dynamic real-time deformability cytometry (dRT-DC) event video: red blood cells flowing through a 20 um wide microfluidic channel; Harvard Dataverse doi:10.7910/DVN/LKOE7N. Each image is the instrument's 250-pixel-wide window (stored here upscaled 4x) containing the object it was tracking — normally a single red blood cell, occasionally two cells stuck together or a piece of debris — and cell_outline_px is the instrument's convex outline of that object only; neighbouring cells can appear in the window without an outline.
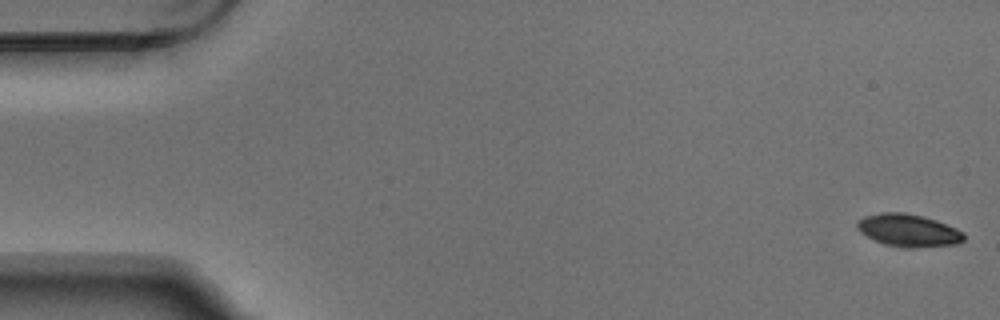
{"species": "Egyptian fruit bat (a non-hibernating species)", "species_latin": "Rousettus aegyptiacus", "temperature_condition": "warm", "stored_images_in_passage": 5, "camera_frame_rate_fps": 3000, "um_per_image_px": 0.085, "animal": {"sex": "male"}, "frame": {"image": 1, "passage_image": 1, "time_ms": 0.0, "image_size_px": [1000, 320], "cell_outline_px": [[964, 240], [956, 244], [916, 248], [908, 248], [884, 244], [860, 232], [856, 228], [856, 224], [864, 216], [880, 212], [904, 212], [936, 220], [956, 228], [964, 232]], "centroid_in_image_um": [77.22, 19.58], "position_along_channel_um": 7.8, "area_um2": 20.17}}
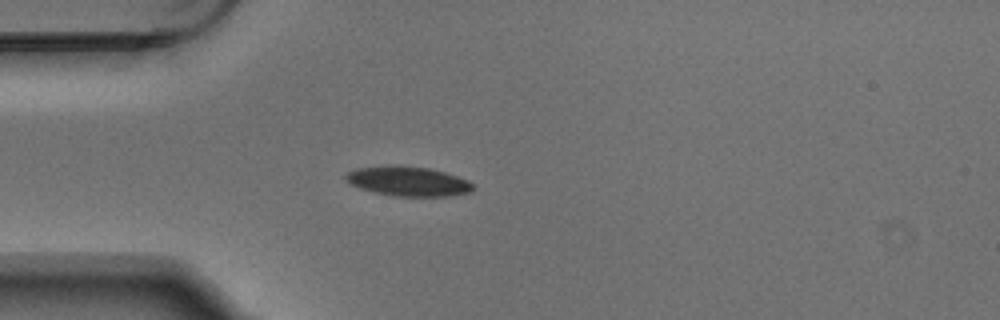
{"frame": {"image": 2, "passage_image": 5, "time_ms": 1.333, "image_size_px": [1000, 320], "cell_outline_px": [[472, 188], [468, 192], [452, 196], [392, 196], [372, 192], [360, 188], [352, 184], [344, 176], [348, 172], [356, 168], [388, 164], [400, 164], [428, 168], [444, 172], [468, 180], [472, 184]], "centroid_in_image_um": [34.64, 15.39], "position_along_channel_um": 50.4, "area_um2": 22.08}}